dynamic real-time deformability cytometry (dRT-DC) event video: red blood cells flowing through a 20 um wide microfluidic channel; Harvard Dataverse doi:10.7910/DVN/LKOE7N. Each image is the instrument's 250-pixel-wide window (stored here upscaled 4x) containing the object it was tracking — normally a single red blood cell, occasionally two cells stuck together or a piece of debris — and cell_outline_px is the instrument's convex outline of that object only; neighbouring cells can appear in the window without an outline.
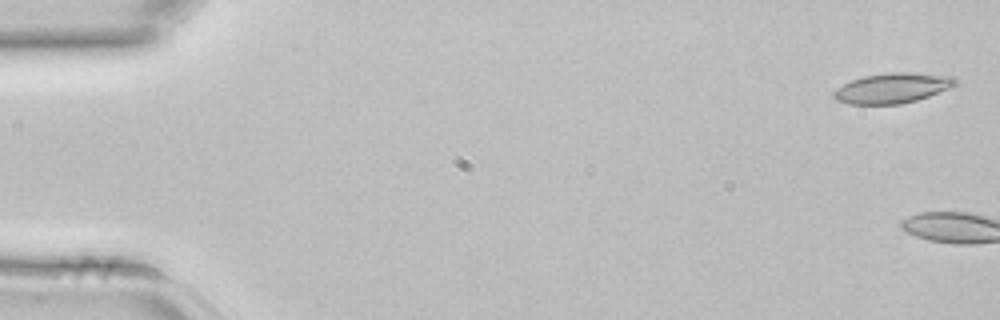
{"species": "common noctule bat (a hibernating species)", "species_latin": "Nyctalus noctula", "temperature_condition": "room temperature", "stored_images_in_passage": 4, "camera_frame_rate_fps": 3000, "um_per_image_px": 0.085, "animal": {"sex": "female", "body_mass_g": 22.7, "forearm_length_mm": 54.2}, "frame": {"image": 1, "passage_image": 1, "time_ms": 0.0, "image_size_px": [1000, 320], "cell_outline_px": [[956, 84], [948, 88], [928, 96], [916, 100], [900, 104], [848, 104], [836, 100], [832, 96], [832, 92], [836, 88], [852, 80], [864, 76], [888, 72], [908, 72], [952, 76], [956, 80]], "centroid_in_image_um": [75.8, 7.49], "position_along_channel_um": 9.2, "area_um2": 21.21}}